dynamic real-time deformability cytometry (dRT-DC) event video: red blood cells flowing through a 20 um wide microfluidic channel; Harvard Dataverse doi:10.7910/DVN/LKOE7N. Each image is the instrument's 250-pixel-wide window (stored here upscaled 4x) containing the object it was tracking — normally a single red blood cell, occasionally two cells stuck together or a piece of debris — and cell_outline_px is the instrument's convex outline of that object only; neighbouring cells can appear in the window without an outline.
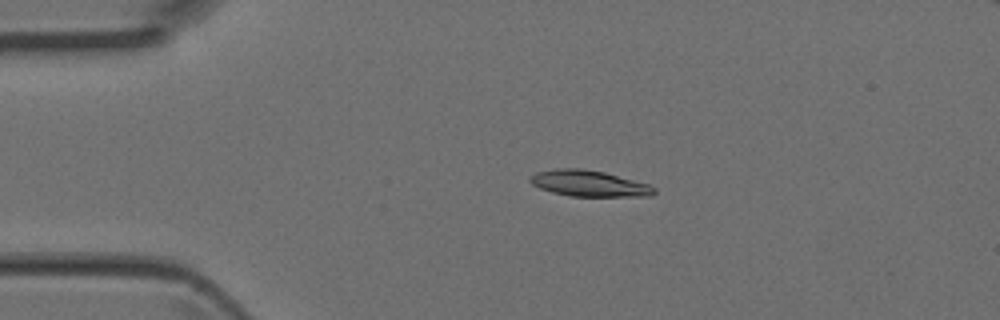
{"species": "Egyptian fruit bat (a non-hibernating species)", "species_latin": "Rousettus aegyptiacus", "temperature_condition": "room temperature", "stored_images_in_passage": 4, "camera_frame_rate_fps": 3000, "um_per_image_px": 0.085, "animal": {"sex": "female"}, "frame": {"image": 1, "passage_image": 3, "time_ms": 0.667, "image_size_px": [1000, 320], "cell_outline_px": [[656, 192], [652, 196], [568, 196], [552, 192], [540, 188], [532, 184], [528, 180], [536, 172], [556, 168], [580, 168], [604, 172], [648, 184], [656, 188]], "centroid_in_image_um": [50.06, 15.59], "position_along_channel_um": 34.9, "area_um2": 18.79}}